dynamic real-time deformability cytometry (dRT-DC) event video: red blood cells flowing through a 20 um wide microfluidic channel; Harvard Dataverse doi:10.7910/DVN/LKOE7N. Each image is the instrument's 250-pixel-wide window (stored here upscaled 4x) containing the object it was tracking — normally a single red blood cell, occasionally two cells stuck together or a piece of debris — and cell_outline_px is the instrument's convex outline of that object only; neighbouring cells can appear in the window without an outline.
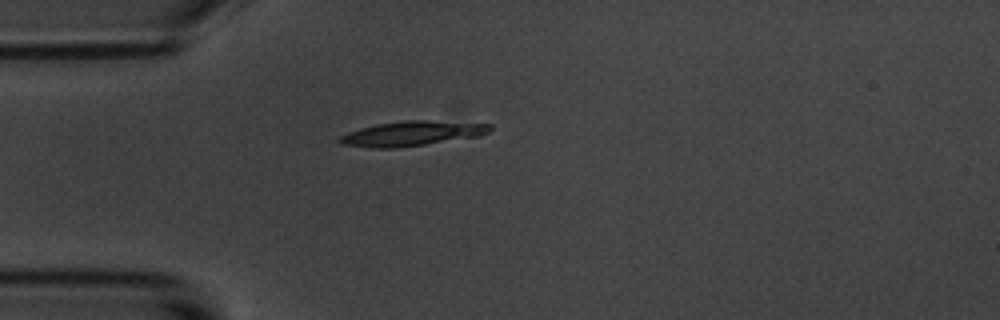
{"species": "common noctule bat (a hibernating species)", "species_latin": "Nyctalus noctula", "temperature_condition": "room temperature", "stored_images_in_passage": 9, "camera_frame_rate_fps": 3000, "um_per_image_px": 0.085, "animal": {"sex": "male", "body_mass_g": 20.1, "forearm_length_mm": 53.5}, "frame": {"image": 1, "passage_image": 1, "time_ms": 0.0, "image_size_px": [1000, 320], "cell_outline_px": [[492, 128], [488, 132], [480, 136], [396, 148], [372, 148], [340, 144], [336, 140], [340, 136], [360, 128], [376, 124], [404, 120], [428, 120], [492, 124]], "centroid_in_image_um": [35.0, 11.34], "position_along_channel_um": 50.0, "area_um2": 21.68}}